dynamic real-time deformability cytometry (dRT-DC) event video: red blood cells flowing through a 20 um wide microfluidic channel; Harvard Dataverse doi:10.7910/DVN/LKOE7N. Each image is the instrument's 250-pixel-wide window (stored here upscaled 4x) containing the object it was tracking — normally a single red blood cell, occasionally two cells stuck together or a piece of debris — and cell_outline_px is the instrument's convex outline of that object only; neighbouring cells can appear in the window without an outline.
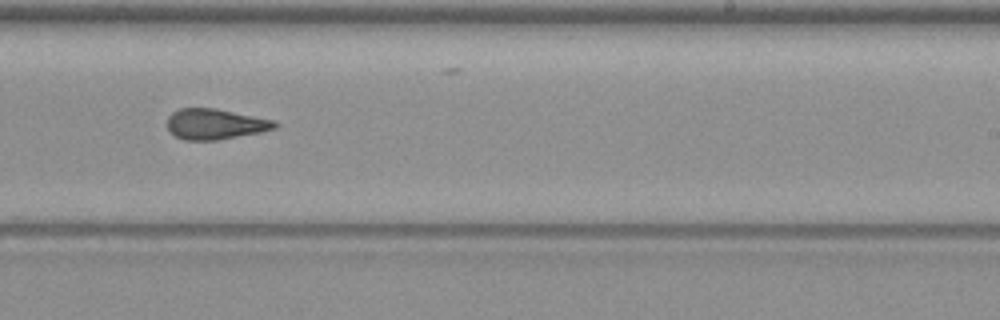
{"species": "common noctule bat (a hibernating species)", "species_latin": "Nyctalus noctula", "temperature_condition": "warm", "stored_images_in_passage": 10, "camera_frame_rate_fps": 3000, "um_per_image_px": 0.085, "animal": {"sex": "female", "body_mass_g": 19.3, "forearm_length_mm": 54.1}, "frame": {"image": 1, "passage_image": 10, "time_ms": 11.333, "image_size_px": [1000, 320], "cell_outline_px": [[276, 128], [260, 132], [220, 140], [184, 140], [168, 132], [168, 116], [172, 112], [180, 108], [216, 108], [276, 120]], "centroid_in_image_um": [18.28, 10.54], "position_along_channel_um": 270.7, "area_um2": 19.31}}